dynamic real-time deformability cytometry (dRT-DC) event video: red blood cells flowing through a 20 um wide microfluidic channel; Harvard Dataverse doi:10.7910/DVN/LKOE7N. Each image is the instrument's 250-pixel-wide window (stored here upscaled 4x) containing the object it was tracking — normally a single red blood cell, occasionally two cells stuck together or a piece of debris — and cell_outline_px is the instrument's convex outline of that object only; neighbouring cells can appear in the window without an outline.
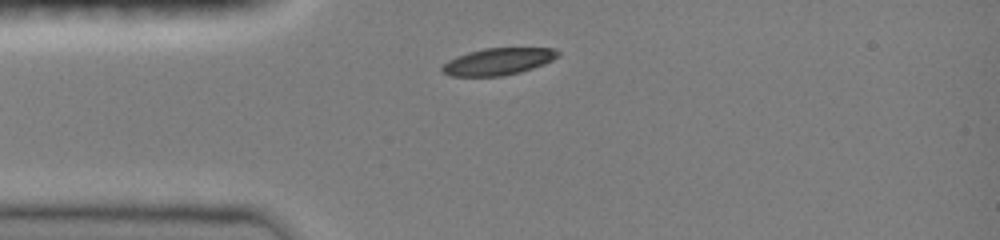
{"species": "common noctule bat (a hibernating species)", "species_latin": "Nyctalus noctula", "temperature_condition": "room temperature", "stored_images_in_passage": 32, "camera_frame_rate_fps": 3000, "um_per_image_px": 0.085, "animal": {"sex": "female", "body_mass_g": 19.0, "forearm_length_mm": 51.5}, "frame": {"image": 1, "passage_image": 1, "time_ms": 0.0, "image_size_px": [1000, 240], "cell_outline_px": [[560, 56], [544, 64], [520, 72], [500, 76], [452, 76], [444, 72], [440, 68], [448, 60], [456, 56], [468, 52], [484, 48], [552, 48], [560, 52]], "centroid_in_image_um": [42.35, 5.22], "position_along_channel_um": 42.7, "area_um2": 18.09}}
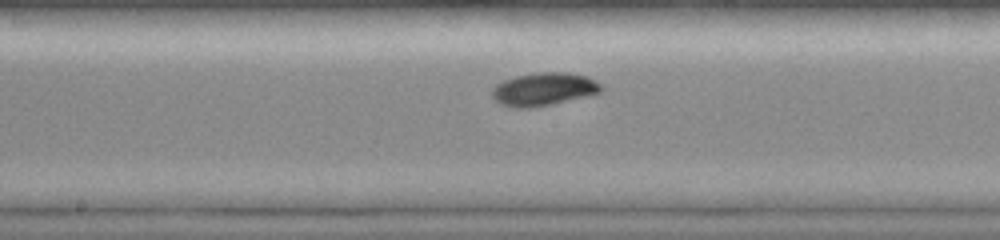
{"frame": {"image": 2, "passage_image": 14, "time_ms": 4.333, "image_size_px": [1000, 240], "cell_outline_px": [[604, 88], [600, 92], [584, 96], [548, 104], [528, 108], [516, 108], [500, 104], [492, 96], [492, 88], [496, 84], [504, 80], [516, 76], [540, 72], [568, 72], [588, 76], [596, 80]], "centroid_in_image_um": [46.21, 7.56], "position_along_channel_um": 202.0, "area_um2": 20.75}}
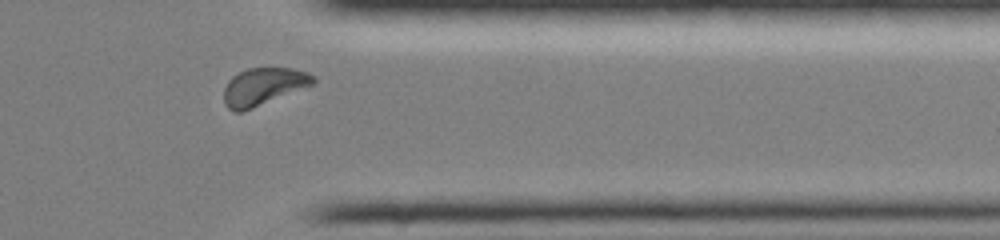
{"frame": {"image": 3, "passage_image": 28, "time_ms": 9.0, "image_size_px": [1000, 240], "cell_outline_px": [[316, 80], [312, 84], [252, 108], [240, 112], [232, 112], [224, 104], [224, 88], [228, 80], [232, 76], [248, 68], [292, 68], [308, 72], [316, 76]], "centroid_in_image_um": [22.35, 7.34], "position_along_channel_um": 389.0, "area_um2": 19.25}, "authors_computed_cell_mechanics": {"area_um2": 19.5364, "velocity_mm_per_s": 4.0024, "shape_relaxation_time_tau1_ms": 2.573, "shape_relaxation_time_tau2_ms": null, "deformation_change_tau1": 0.1393, "deformation_change_tau2": null}}